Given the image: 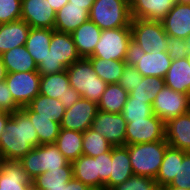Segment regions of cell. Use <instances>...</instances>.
<instances>
[{
	"label": "cell",
	"mask_w": 190,
	"mask_h": 190,
	"mask_svg": "<svg viewBox=\"0 0 190 190\" xmlns=\"http://www.w3.org/2000/svg\"><path fill=\"white\" fill-rule=\"evenodd\" d=\"M4 130L0 136L3 160L20 161L34 147L39 146L35 127L21 109L11 114Z\"/></svg>",
	"instance_id": "cell-1"
},
{
	"label": "cell",
	"mask_w": 190,
	"mask_h": 190,
	"mask_svg": "<svg viewBox=\"0 0 190 190\" xmlns=\"http://www.w3.org/2000/svg\"><path fill=\"white\" fill-rule=\"evenodd\" d=\"M49 50L38 65L40 76L63 72L81 58L70 33L54 31Z\"/></svg>",
	"instance_id": "cell-2"
},
{
	"label": "cell",
	"mask_w": 190,
	"mask_h": 190,
	"mask_svg": "<svg viewBox=\"0 0 190 190\" xmlns=\"http://www.w3.org/2000/svg\"><path fill=\"white\" fill-rule=\"evenodd\" d=\"M128 147L133 174L145 176L155 180L166 148V140L126 145Z\"/></svg>",
	"instance_id": "cell-3"
},
{
	"label": "cell",
	"mask_w": 190,
	"mask_h": 190,
	"mask_svg": "<svg viewBox=\"0 0 190 190\" xmlns=\"http://www.w3.org/2000/svg\"><path fill=\"white\" fill-rule=\"evenodd\" d=\"M70 86L73 87L84 99L98 103L105 92V83L93 70L88 58H80L67 67Z\"/></svg>",
	"instance_id": "cell-4"
},
{
	"label": "cell",
	"mask_w": 190,
	"mask_h": 190,
	"mask_svg": "<svg viewBox=\"0 0 190 190\" xmlns=\"http://www.w3.org/2000/svg\"><path fill=\"white\" fill-rule=\"evenodd\" d=\"M89 19L101 30L130 27V4L125 0H95Z\"/></svg>",
	"instance_id": "cell-5"
},
{
	"label": "cell",
	"mask_w": 190,
	"mask_h": 190,
	"mask_svg": "<svg viewBox=\"0 0 190 190\" xmlns=\"http://www.w3.org/2000/svg\"><path fill=\"white\" fill-rule=\"evenodd\" d=\"M131 42L130 27L102 30L94 53L87 58L128 61Z\"/></svg>",
	"instance_id": "cell-6"
},
{
	"label": "cell",
	"mask_w": 190,
	"mask_h": 190,
	"mask_svg": "<svg viewBox=\"0 0 190 190\" xmlns=\"http://www.w3.org/2000/svg\"><path fill=\"white\" fill-rule=\"evenodd\" d=\"M31 181L41 173L67 166L70 161L54 144H44L34 147L19 161Z\"/></svg>",
	"instance_id": "cell-7"
},
{
	"label": "cell",
	"mask_w": 190,
	"mask_h": 190,
	"mask_svg": "<svg viewBox=\"0 0 190 190\" xmlns=\"http://www.w3.org/2000/svg\"><path fill=\"white\" fill-rule=\"evenodd\" d=\"M132 41L147 54L166 51L167 37L161 21L132 18Z\"/></svg>",
	"instance_id": "cell-8"
},
{
	"label": "cell",
	"mask_w": 190,
	"mask_h": 190,
	"mask_svg": "<svg viewBox=\"0 0 190 190\" xmlns=\"http://www.w3.org/2000/svg\"><path fill=\"white\" fill-rule=\"evenodd\" d=\"M128 63L134 66L143 77L165 78L172 59L166 51L147 54L132 41Z\"/></svg>",
	"instance_id": "cell-9"
},
{
	"label": "cell",
	"mask_w": 190,
	"mask_h": 190,
	"mask_svg": "<svg viewBox=\"0 0 190 190\" xmlns=\"http://www.w3.org/2000/svg\"><path fill=\"white\" fill-rule=\"evenodd\" d=\"M159 140H166L165 122L155 114L143 119L130 120L126 125L125 146Z\"/></svg>",
	"instance_id": "cell-10"
},
{
	"label": "cell",
	"mask_w": 190,
	"mask_h": 190,
	"mask_svg": "<svg viewBox=\"0 0 190 190\" xmlns=\"http://www.w3.org/2000/svg\"><path fill=\"white\" fill-rule=\"evenodd\" d=\"M153 113L164 122L190 110V95L165 86L152 103Z\"/></svg>",
	"instance_id": "cell-11"
},
{
	"label": "cell",
	"mask_w": 190,
	"mask_h": 190,
	"mask_svg": "<svg viewBox=\"0 0 190 190\" xmlns=\"http://www.w3.org/2000/svg\"><path fill=\"white\" fill-rule=\"evenodd\" d=\"M39 94L59 99L65 109H69L81 98V95L70 86L66 70L41 76Z\"/></svg>",
	"instance_id": "cell-12"
},
{
	"label": "cell",
	"mask_w": 190,
	"mask_h": 190,
	"mask_svg": "<svg viewBox=\"0 0 190 190\" xmlns=\"http://www.w3.org/2000/svg\"><path fill=\"white\" fill-rule=\"evenodd\" d=\"M41 76L38 72L7 73L5 82L14 101L22 108L39 95Z\"/></svg>",
	"instance_id": "cell-13"
},
{
	"label": "cell",
	"mask_w": 190,
	"mask_h": 190,
	"mask_svg": "<svg viewBox=\"0 0 190 190\" xmlns=\"http://www.w3.org/2000/svg\"><path fill=\"white\" fill-rule=\"evenodd\" d=\"M126 125L127 122L121 113H106L98 110L91 128L116 147L125 146Z\"/></svg>",
	"instance_id": "cell-14"
},
{
	"label": "cell",
	"mask_w": 190,
	"mask_h": 190,
	"mask_svg": "<svg viewBox=\"0 0 190 190\" xmlns=\"http://www.w3.org/2000/svg\"><path fill=\"white\" fill-rule=\"evenodd\" d=\"M98 112L96 102L80 98L69 109L65 110L60 128L85 132L92 126V122Z\"/></svg>",
	"instance_id": "cell-15"
},
{
	"label": "cell",
	"mask_w": 190,
	"mask_h": 190,
	"mask_svg": "<svg viewBox=\"0 0 190 190\" xmlns=\"http://www.w3.org/2000/svg\"><path fill=\"white\" fill-rule=\"evenodd\" d=\"M55 10L48 0H22L21 20H24L31 28L54 29Z\"/></svg>",
	"instance_id": "cell-16"
},
{
	"label": "cell",
	"mask_w": 190,
	"mask_h": 190,
	"mask_svg": "<svg viewBox=\"0 0 190 190\" xmlns=\"http://www.w3.org/2000/svg\"><path fill=\"white\" fill-rule=\"evenodd\" d=\"M161 22L168 36L186 40L190 34V4L176 2Z\"/></svg>",
	"instance_id": "cell-17"
},
{
	"label": "cell",
	"mask_w": 190,
	"mask_h": 190,
	"mask_svg": "<svg viewBox=\"0 0 190 190\" xmlns=\"http://www.w3.org/2000/svg\"><path fill=\"white\" fill-rule=\"evenodd\" d=\"M165 139L169 146L190 152V110L165 122Z\"/></svg>",
	"instance_id": "cell-18"
},
{
	"label": "cell",
	"mask_w": 190,
	"mask_h": 190,
	"mask_svg": "<svg viewBox=\"0 0 190 190\" xmlns=\"http://www.w3.org/2000/svg\"><path fill=\"white\" fill-rule=\"evenodd\" d=\"M31 188L32 181L19 161H2L0 190H30Z\"/></svg>",
	"instance_id": "cell-19"
},
{
	"label": "cell",
	"mask_w": 190,
	"mask_h": 190,
	"mask_svg": "<svg viewBox=\"0 0 190 190\" xmlns=\"http://www.w3.org/2000/svg\"><path fill=\"white\" fill-rule=\"evenodd\" d=\"M176 4V0H133L130 4L132 18L162 21Z\"/></svg>",
	"instance_id": "cell-20"
},
{
	"label": "cell",
	"mask_w": 190,
	"mask_h": 190,
	"mask_svg": "<svg viewBox=\"0 0 190 190\" xmlns=\"http://www.w3.org/2000/svg\"><path fill=\"white\" fill-rule=\"evenodd\" d=\"M88 19L89 11L84 6L68 2L56 12L54 30L71 34Z\"/></svg>",
	"instance_id": "cell-21"
},
{
	"label": "cell",
	"mask_w": 190,
	"mask_h": 190,
	"mask_svg": "<svg viewBox=\"0 0 190 190\" xmlns=\"http://www.w3.org/2000/svg\"><path fill=\"white\" fill-rule=\"evenodd\" d=\"M101 32L102 30L88 19L71 33L77 52L81 58H87L94 53Z\"/></svg>",
	"instance_id": "cell-22"
},
{
	"label": "cell",
	"mask_w": 190,
	"mask_h": 190,
	"mask_svg": "<svg viewBox=\"0 0 190 190\" xmlns=\"http://www.w3.org/2000/svg\"><path fill=\"white\" fill-rule=\"evenodd\" d=\"M31 27L24 20L0 24V52L24 46Z\"/></svg>",
	"instance_id": "cell-23"
},
{
	"label": "cell",
	"mask_w": 190,
	"mask_h": 190,
	"mask_svg": "<svg viewBox=\"0 0 190 190\" xmlns=\"http://www.w3.org/2000/svg\"><path fill=\"white\" fill-rule=\"evenodd\" d=\"M127 146L112 147L111 174L109 176V190L125 182L133 176Z\"/></svg>",
	"instance_id": "cell-24"
},
{
	"label": "cell",
	"mask_w": 190,
	"mask_h": 190,
	"mask_svg": "<svg viewBox=\"0 0 190 190\" xmlns=\"http://www.w3.org/2000/svg\"><path fill=\"white\" fill-rule=\"evenodd\" d=\"M164 80L165 86L190 95V65L187 58L172 60Z\"/></svg>",
	"instance_id": "cell-25"
},
{
	"label": "cell",
	"mask_w": 190,
	"mask_h": 190,
	"mask_svg": "<svg viewBox=\"0 0 190 190\" xmlns=\"http://www.w3.org/2000/svg\"><path fill=\"white\" fill-rule=\"evenodd\" d=\"M1 59L7 73L37 72L38 70L36 62L29 54L25 45L4 52Z\"/></svg>",
	"instance_id": "cell-26"
},
{
	"label": "cell",
	"mask_w": 190,
	"mask_h": 190,
	"mask_svg": "<svg viewBox=\"0 0 190 190\" xmlns=\"http://www.w3.org/2000/svg\"><path fill=\"white\" fill-rule=\"evenodd\" d=\"M73 177V165L70 162L67 166L41 173L32 180V187L35 190H60Z\"/></svg>",
	"instance_id": "cell-27"
},
{
	"label": "cell",
	"mask_w": 190,
	"mask_h": 190,
	"mask_svg": "<svg viewBox=\"0 0 190 190\" xmlns=\"http://www.w3.org/2000/svg\"><path fill=\"white\" fill-rule=\"evenodd\" d=\"M54 31L48 28H31L29 31L25 46L37 66L44 60L47 52H50L49 47Z\"/></svg>",
	"instance_id": "cell-28"
},
{
	"label": "cell",
	"mask_w": 190,
	"mask_h": 190,
	"mask_svg": "<svg viewBox=\"0 0 190 190\" xmlns=\"http://www.w3.org/2000/svg\"><path fill=\"white\" fill-rule=\"evenodd\" d=\"M186 153V151H182L171 146L166 148L162 164L155 178V181L158 183L160 188L170 184L175 178L179 169V161H183V157Z\"/></svg>",
	"instance_id": "cell-29"
},
{
	"label": "cell",
	"mask_w": 190,
	"mask_h": 190,
	"mask_svg": "<svg viewBox=\"0 0 190 190\" xmlns=\"http://www.w3.org/2000/svg\"><path fill=\"white\" fill-rule=\"evenodd\" d=\"M35 117L51 118L52 121L61 123L65 114V107L59 99L50 98L39 94L27 105Z\"/></svg>",
	"instance_id": "cell-30"
},
{
	"label": "cell",
	"mask_w": 190,
	"mask_h": 190,
	"mask_svg": "<svg viewBox=\"0 0 190 190\" xmlns=\"http://www.w3.org/2000/svg\"><path fill=\"white\" fill-rule=\"evenodd\" d=\"M82 142L83 132L60 128L55 145L70 162H73L83 155Z\"/></svg>",
	"instance_id": "cell-31"
},
{
	"label": "cell",
	"mask_w": 190,
	"mask_h": 190,
	"mask_svg": "<svg viewBox=\"0 0 190 190\" xmlns=\"http://www.w3.org/2000/svg\"><path fill=\"white\" fill-rule=\"evenodd\" d=\"M21 110L30 118L35 130L38 134L39 145L54 144L60 131V123L54 122L51 118L35 117L28 106H24Z\"/></svg>",
	"instance_id": "cell-32"
},
{
	"label": "cell",
	"mask_w": 190,
	"mask_h": 190,
	"mask_svg": "<svg viewBox=\"0 0 190 190\" xmlns=\"http://www.w3.org/2000/svg\"><path fill=\"white\" fill-rule=\"evenodd\" d=\"M74 178L88 185L93 190H99V175H97V157L81 155L72 162Z\"/></svg>",
	"instance_id": "cell-33"
},
{
	"label": "cell",
	"mask_w": 190,
	"mask_h": 190,
	"mask_svg": "<svg viewBox=\"0 0 190 190\" xmlns=\"http://www.w3.org/2000/svg\"><path fill=\"white\" fill-rule=\"evenodd\" d=\"M129 93L118 83L108 84L100 101L98 110L106 113H121Z\"/></svg>",
	"instance_id": "cell-34"
},
{
	"label": "cell",
	"mask_w": 190,
	"mask_h": 190,
	"mask_svg": "<svg viewBox=\"0 0 190 190\" xmlns=\"http://www.w3.org/2000/svg\"><path fill=\"white\" fill-rule=\"evenodd\" d=\"M91 61L93 70L105 83H118L123 69L128 61L104 60L100 58H88Z\"/></svg>",
	"instance_id": "cell-35"
},
{
	"label": "cell",
	"mask_w": 190,
	"mask_h": 190,
	"mask_svg": "<svg viewBox=\"0 0 190 190\" xmlns=\"http://www.w3.org/2000/svg\"><path fill=\"white\" fill-rule=\"evenodd\" d=\"M164 87V78L142 77V82H138L135 89L129 93L128 98H134V100H146V103L152 105L155 97Z\"/></svg>",
	"instance_id": "cell-36"
},
{
	"label": "cell",
	"mask_w": 190,
	"mask_h": 190,
	"mask_svg": "<svg viewBox=\"0 0 190 190\" xmlns=\"http://www.w3.org/2000/svg\"><path fill=\"white\" fill-rule=\"evenodd\" d=\"M113 146L101 134L91 127L83 132L82 151L83 155L97 157L108 152Z\"/></svg>",
	"instance_id": "cell-37"
},
{
	"label": "cell",
	"mask_w": 190,
	"mask_h": 190,
	"mask_svg": "<svg viewBox=\"0 0 190 190\" xmlns=\"http://www.w3.org/2000/svg\"><path fill=\"white\" fill-rule=\"evenodd\" d=\"M128 123L130 120H138L152 116V105L146 103V100H134L128 98L121 112Z\"/></svg>",
	"instance_id": "cell-38"
},
{
	"label": "cell",
	"mask_w": 190,
	"mask_h": 190,
	"mask_svg": "<svg viewBox=\"0 0 190 190\" xmlns=\"http://www.w3.org/2000/svg\"><path fill=\"white\" fill-rule=\"evenodd\" d=\"M158 183L149 177L133 175L111 190H159Z\"/></svg>",
	"instance_id": "cell-39"
},
{
	"label": "cell",
	"mask_w": 190,
	"mask_h": 190,
	"mask_svg": "<svg viewBox=\"0 0 190 190\" xmlns=\"http://www.w3.org/2000/svg\"><path fill=\"white\" fill-rule=\"evenodd\" d=\"M112 148L97 156V175H99V190H109L111 174Z\"/></svg>",
	"instance_id": "cell-40"
},
{
	"label": "cell",
	"mask_w": 190,
	"mask_h": 190,
	"mask_svg": "<svg viewBox=\"0 0 190 190\" xmlns=\"http://www.w3.org/2000/svg\"><path fill=\"white\" fill-rule=\"evenodd\" d=\"M22 0H0V24L21 19Z\"/></svg>",
	"instance_id": "cell-41"
},
{
	"label": "cell",
	"mask_w": 190,
	"mask_h": 190,
	"mask_svg": "<svg viewBox=\"0 0 190 190\" xmlns=\"http://www.w3.org/2000/svg\"><path fill=\"white\" fill-rule=\"evenodd\" d=\"M165 186L190 189V152L184 155L183 161H179V169L175 178Z\"/></svg>",
	"instance_id": "cell-42"
},
{
	"label": "cell",
	"mask_w": 190,
	"mask_h": 190,
	"mask_svg": "<svg viewBox=\"0 0 190 190\" xmlns=\"http://www.w3.org/2000/svg\"><path fill=\"white\" fill-rule=\"evenodd\" d=\"M189 50L190 45L187 40L173 36L167 37L166 52L172 60L185 58Z\"/></svg>",
	"instance_id": "cell-43"
},
{
	"label": "cell",
	"mask_w": 190,
	"mask_h": 190,
	"mask_svg": "<svg viewBox=\"0 0 190 190\" xmlns=\"http://www.w3.org/2000/svg\"><path fill=\"white\" fill-rule=\"evenodd\" d=\"M142 75L137 71V69L127 63L123 69V73L118 84L124 88L128 93L135 89V86L142 82Z\"/></svg>",
	"instance_id": "cell-44"
},
{
	"label": "cell",
	"mask_w": 190,
	"mask_h": 190,
	"mask_svg": "<svg viewBox=\"0 0 190 190\" xmlns=\"http://www.w3.org/2000/svg\"><path fill=\"white\" fill-rule=\"evenodd\" d=\"M21 107L14 101L12 94L5 81L0 82V111L13 113Z\"/></svg>",
	"instance_id": "cell-45"
},
{
	"label": "cell",
	"mask_w": 190,
	"mask_h": 190,
	"mask_svg": "<svg viewBox=\"0 0 190 190\" xmlns=\"http://www.w3.org/2000/svg\"><path fill=\"white\" fill-rule=\"evenodd\" d=\"M60 190H93L88 185L84 184L80 180L75 179L74 177L63 185Z\"/></svg>",
	"instance_id": "cell-46"
},
{
	"label": "cell",
	"mask_w": 190,
	"mask_h": 190,
	"mask_svg": "<svg viewBox=\"0 0 190 190\" xmlns=\"http://www.w3.org/2000/svg\"><path fill=\"white\" fill-rule=\"evenodd\" d=\"M10 118H11V113L0 111V136L5 131L4 128Z\"/></svg>",
	"instance_id": "cell-47"
},
{
	"label": "cell",
	"mask_w": 190,
	"mask_h": 190,
	"mask_svg": "<svg viewBox=\"0 0 190 190\" xmlns=\"http://www.w3.org/2000/svg\"><path fill=\"white\" fill-rule=\"evenodd\" d=\"M68 2L77 6H84L89 12L95 0H68Z\"/></svg>",
	"instance_id": "cell-48"
},
{
	"label": "cell",
	"mask_w": 190,
	"mask_h": 190,
	"mask_svg": "<svg viewBox=\"0 0 190 190\" xmlns=\"http://www.w3.org/2000/svg\"><path fill=\"white\" fill-rule=\"evenodd\" d=\"M50 6L55 10L59 11L65 4L68 3V0H48Z\"/></svg>",
	"instance_id": "cell-49"
},
{
	"label": "cell",
	"mask_w": 190,
	"mask_h": 190,
	"mask_svg": "<svg viewBox=\"0 0 190 190\" xmlns=\"http://www.w3.org/2000/svg\"><path fill=\"white\" fill-rule=\"evenodd\" d=\"M6 75H7V71L2 62V59L0 58V82L5 81Z\"/></svg>",
	"instance_id": "cell-50"
},
{
	"label": "cell",
	"mask_w": 190,
	"mask_h": 190,
	"mask_svg": "<svg viewBox=\"0 0 190 190\" xmlns=\"http://www.w3.org/2000/svg\"><path fill=\"white\" fill-rule=\"evenodd\" d=\"M160 189L161 190H190V189L179 188V187H174V186H163Z\"/></svg>",
	"instance_id": "cell-51"
},
{
	"label": "cell",
	"mask_w": 190,
	"mask_h": 190,
	"mask_svg": "<svg viewBox=\"0 0 190 190\" xmlns=\"http://www.w3.org/2000/svg\"><path fill=\"white\" fill-rule=\"evenodd\" d=\"M176 2H178V3H189L190 4V0H176Z\"/></svg>",
	"instance_id": "cell-52"
},
{
	"label": "cell",
	"mask_w": 190,
	"mask_h": 190,
	"mask_svg": "<svg viewBox=\"0 0 190 190\" xmlns=\"http://www.w3.org/2000/svg\"><path fill=\"white\" fill-rule=\"evenodd\" d=\"M186 58H187L188 63H189V65H190V50H189V52H188V54H187Z\"/></svg>",
	"instance_id": "cell-53"
},
{
	"label": "cell",
	"mask_w": 190,
	"mask_h": 190,
	"mask_svg": "<svg viewBox=\"0 0 190 190\" xmlns=\"http://www.w3.org/2000/svg\"><path fill=\"white\" fill-rule=\"evenodd\" d=\"M2 161H3V158H2V155L0 153V167H1Z\"/></svg>",
	"instance_id": "cell-54"
},
{
	"label": "cell",
	"mask_w": 190,
	"mask_h": 190,
	"mask_svg": "<svg viewBox=\"0 0 190 190\" xmlns=\"http://www.w3.org/2000/svg\"><path fill=\"white\" fill-rule=\"evenodd\" d=\"M187 42L189 43V45H190V34H189V36L187 37Z\"/></svg>",
	"instance_id": "cell-55"
},
{
	"label": "cell",
	"mask_w": 190,
	"mask_h": 190,
	"mask_svg": "<svg viewBox=\"0 0 190 190\" xmlns=\"http://www.w3.org/2000/svg\"><path fill=\"white\" fill-rule=\"evenodd\" d=\"M125 1H127L129 4L133 2V0H125Z\"/></svg>",
	"instance_id": "cell-56"
}]
</instances>
